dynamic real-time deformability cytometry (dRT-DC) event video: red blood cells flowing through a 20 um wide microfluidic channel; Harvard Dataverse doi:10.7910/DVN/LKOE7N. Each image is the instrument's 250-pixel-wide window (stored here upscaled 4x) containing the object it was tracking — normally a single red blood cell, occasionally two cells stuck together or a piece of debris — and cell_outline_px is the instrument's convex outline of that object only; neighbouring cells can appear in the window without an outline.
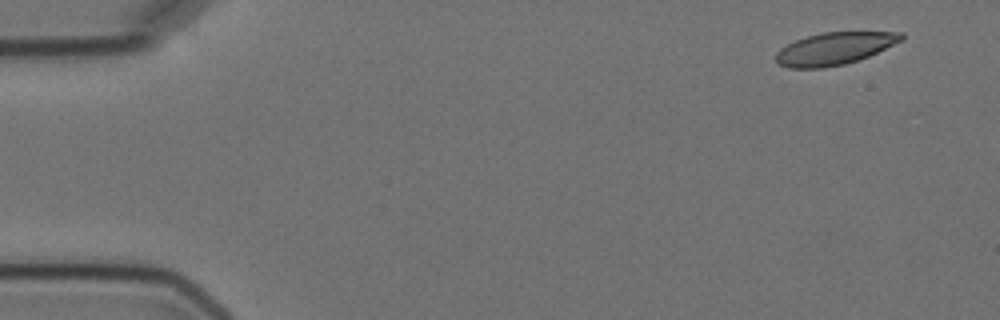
{"species": "Egyptian fruit bat (a non-hibernating species)", "species_latin": "Rousettus aegyptiacus", "temperature_condition": "cold", "stored_images_in_passage": 6, "camera_frame_rate_fps": 3000, "um_per_image_px": 0.085, "animal": {"sex": "female"}, "frame": {"image": 1, "passage_image": 1, "time_ms": 0.0, "image_size_px": [1000, 320], "cell_outline_px": [[904, 40], [868, 56], [844, 64], [824, 68], [788, 68], [776, 64], [776, 52], [780, 48], [796, 40], [820, 32], [904, 32]], "centroid_in_image_um": [70.91, 4.13], "position_along_channel_um": 14.1, "area_um2": 23.64}}